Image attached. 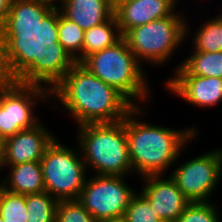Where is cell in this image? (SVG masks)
Masks as SVG:
<instances>
[{
    "instance_id": "cell-32",
    "label": "cell",
    "mask_w": 222,
    "mask_h": 222,
    "mask_svg": "<svg viewBox=\"0 0 222 222\" xmlns=\"http://www.w3.org/2000/svg\"><path fill=\"white\" fill-rule=\"evenodd\" d=\"M0 222H5L1 216H0Z\"/></svg>"
},
{
    "instance_id": "cell-25",
    "label": "cell",
    "mask_w": 222,
    "mask_h": 222,
    "mask_svg": "<svg viewBox=\"0 0 222 222\" xmlns=\"http://www.w3.org/2000/svg\"><path fill=\"white\" fill-rule=\"evenodd\" d=\"M55 222H97L84 206L76 200H61L56 206Z\"/></svg>"
},
{
    "instance_id": "cell-24",
    "label": "cell",
    "mask_w": 222,
    "mask_h": 222,
    "mask_svg": "<svg viewBox=\"0 0 222 222\" xmlns=\"http://www.w3.org/2000/svg\"><path fill=\"white\" fill-rule=\"evenodd\" d=\"M124 217L127 222H162L148 199L141 193L135 192L126 208Z\"/></svg>"
},
{
    "instance_id": "cell-29",
    "label": "cell",
    "mask_w": 222,
    "mask_h": 222,
    "mask_svg": "<svg viewBox=\"0 0 222 222\" xmlns=\"http://www.w3.org/2000/svg\"><path fill=\"white\" fill-rule=\"evenodd\" d=\"M99 222H127L124 216L115 217V218H107L100 220Z\"/></svg>"
},
{
    "instance_id": "cell-1",
    "label": "cell",
    "mask_w": 222,
    "mask_h": 222,
    "mask_svg": "<svg viewBox=\"0 0 222 222\" xmlns=\"http://www.w3.org/2000/svg\"><path fill=\"white\" fill-rule=\"evenodd\" d=\"M51 100L61 105L77 122H116L134 107L120 92L104 83L78 62H65L47 73ZM55 97V98H54ZM54 98V99H52Z\"/></svg>"
},
{
    "instance_id": "cell-23",
    "label": "cell",
    "mask_w": 222,
    "mask_h": 222,
    "mask_svg": "<svg viewBox=\"0 0 222 222\" xmlns=\"http://www.w3.org/2000/svg\"><path fill=\"white\" fill-rule=\"evenodd\" d=\"M213 201L191 202L175 222H222Z\"/></svg>"
},
{
    "instance_id": "cell-8",
    "label": "cell",
    "mask_w": 222,
    "mask_h": 222,
    "mask_svg": "<svg viewBox=\"0 0 222 222\" xmlns=\"http://www.w3.org/2000/svg\"><path fill=\"white\" fill-rule=\"evenodd\" d=\"M40 164L45 192L57 201L78 199L88 177L78 144L74 149L55 137L46 148Z\"/></svg>"
},
{
    "instance_id": "cell-26",
    "label": "cell",
    "mask_w": 222,
    "mask_h": 222,
    "mask_svg": "<svg viewBox=\"0 0 222 222\" xmlns=\"http://www.w3.org/2000/svg\"><path fill=\"white\" fill-rule=\"evenodd\" d=\"M24 67L21 55L13 52L0 53V90Z\"/></svg>"
},
{
    "instance_id": "cell-20",
    "label": "cell",
    "mask_w": 222,
    "mask_h": 222,
    "mask_svg": "<svg viewBox=\"0 0 222 222\" xmlns=\"http://www.w3.org/2000/svg\"><path fill=\"white\" fill-rule=\"evenodd\" d=\"M206 21L193 33V51H222V13Z\"/></svg>"
},
{
    "instance_id": "cell-21",
    "label": "cell",
    "mask_w": 222,
    "mask_h": 222,
    "mask_svg": "<svg viewBox=\"0 0 222 222\" xmlns=\"http://www.w3.org/2000/svg\"><path fill=\"white\" fill-rule=\"evenodd\" d=\"M29 222H55L58 201L47 192L25 195Z\"/></svg>"
},
{
    "instance_id": "cell-31",
    "label": "cell",
    "mask_w": 222,
    "mask_h": 222,
    "mask_svg": "<svg viewBox=\"0 0 222 222\" xmlns=\"http://www.w3.org/2000/svg\"><path fill=\"white\" fill-rule=\"evenodd\" d=\"M176 6H177V2H178V0H171Z\"/></svg>"
},
{
    "instance_id": "cell-17",
    "label": "cell",
    "mask_w": 222,
    "mask_h": 222,
    "mask_svg": "<svg viewBox=\"0 0 222 222\" xmlns=\"http://www.w3.org/2000/svg\"><path fill=\"white\" fill-rule=\"evenodd\" d=\"M3 179L4 189L21 195L45 192L40 161L25 162L13 166H4L7 171Z\"/></svg>"
},
{
    "instance_id": "cell-7",
    "label": "cell",
    "mask_w": 222,
    "mask_h": 222,
    "mask_svg": "<svg viewBox=\"0 0 222 222\" xmlns=\"http://www.w3.org/2000/svg\"><path fill=\"white\" fill-rule=\"evenodd\" d=\"M177 12L132 28L123 35L128 48L143 66L144 63L156 67L167 64L182 42L188 39L190 24L183 16L185 14Z\"/></svg>"
},
{
    "instance_id": "cell-10",
    "label": "cell",
    "mask_w": 222,
    "mask_h": 222,
    "mask_svg": "<svg viewBox=\"0 0 222 222\" xmlns=\"http://www.w3.org/2000/svg\"><path fill=\"white\" fill-rule=\"evenodd\" d=\"M205 152L170 170V177L190 202L212 201L222 178V148Z\"/></svg>"
},
{
    "instance_id": "cell-18",
    "label": "cell",
    "mask_w": 222,
    "mask_h": 222,
    "mask_svg": "<svg viewBox=\"0 0 222 222\" xmlns=\"http://www.w3.org/2000/svg\"><path fill=\"white\" fill-rule=\"evenodd\" d=\"M185 58L176 66L173 75H195L222 79V51H192L191 56Z\"/></svg>"
},
{
    "instance_id": "cell-9",
    "label": "cell",
    "mask_w": 222,
    "mask_h": 222,
    "mask_svg": "<svg viewBox=\"0 0 222 222\" xmlns=\"http://www.w3.org/2000/svg\"><path fill=\"white\" fill-rule=\"evenodd\" d=\"M124 177L92 174L85 180L77 200L97 222L121 217L126 213L136 191L129 187Z\"/></svg>"
},
{
    "instance_id": "cell-5",
    "label": "cell",
    "mask_w": 222,
    "mask_h": 222,
    "mask_svg": "<svg viewBox=\"0 0 222 222\" xmlns=\"http://www.w3.org/2000/svg\"><path fill=\"white\" fill-rule=\"evenodd\" d=\"M50 98L47 74L33 73L24 66L0 90V138L5 140L39 124L35 108L38 101L50 103Z\"/></svg>"
},
{
    "instance_id": "cell-15",
    "label": "cell",
    "mask_w": 222,
    "mask_h": 222,
    "mask_svg": "<svg viewBox=\"0 0 222 222\" xmlns=\"http://www.w3.org/2000/svg\"><path fill=\"white\" fill-rule=\"evenodd\" d=\"M171 0H114V15L122 36L132 28L172 15Z\"/></svg>"
},
{
    "instance_id": "cell-11",
    "label": "cell",
    "mask_w": 222,
    "mask_h": 222,
    "mask_svg": "<svg viewBox=\"0 0 222 222\" xmlns=\"http://www.w3.org/2000/svg\"><path fill=\"white\" fill-rule=\"evenodd\" d=\"M140 178V181L144 180L141 193L162 222H175L191 203L170 175H148Z\"/></svg>"
},
{
    "instance_id": "cell-13",
    "label": "cell",
    "mask_w": 222,
    "mask_h": 222,
    "mask_svg": "<svg viewBox=\"0 0 222 222\" xmlns=\"http://www.w3.org/2000/svg\"><path fill=\"white\" fill-rule=\"evenodd\" d=\"M171 91L192 106L211 108L222 103V79L195 75H173L164 81Z\"/></svg>"
},
{
    "instance_id": "cell-19",
    "label": "cell",
    "mask_w": 222,
    "mask_h": 222,
    "mask_svg": "<svg viewBox=\"0 0 222 222\" xmlns=\"http://www.w3.org/2000/svg\"><path fill=\"white\" fill-rule=\"evenodd\" d=\"M122 37L115 15L104 23L86 30L83 40V60L95 52L113 46Z\"/></svg>"
},
{
    "instance_id": "cell-27",
    "label": "cell",
    "mask_w": 222,
    "mask_h": 222,
    "mask_svg": "<svg viewBox=\"0 0 222 222\" xmlns=\"http://www.w3.org/2000/svg\"><path fill=\"white\" fill-rule=\"evenodd\" d=\"M63 0H21V6L24 14L33 22L43 12L51 9H57Z\"/></svg>"
},
{
    "instance_id": "cell-30",
    "label": "cell",
    "mask_w": 222,
    "mask_h": 222,
    "mask_svg": "<svg viewBox=\"0 0 222 222\" xmlns=\"http://www.w3.org/2000/svg\"><path fill=\"white\" fill-rule=\"evenodd\" d=\"M4 190V183H3V178L0 181V195L2 193V191Z\"/></svg>"
},
{
    "instance_id": "cell-3",
    "label": "cell",
    "mask_w": 222,
    "mask_h": 222,
    "mask_svg": "<svg viewBox=\"0 0 222 222\" xmlns=\"http://www.w3.org/2000/svg\"><path fill=\"white\" fill-rule=\"evenodd\" d=\"M84 33L58 9L43 12L32 22L29 44L20 53L24 66L33 73L47 74L65 62L81 63Z\"/></svg>"
},
{
    "instance_id": "cell-14",
    "label": "cell",
    "mask_w": 222,
    "mask_h": 222,
    "mask_svg": "<svg viewBox=\"0 0 222 222\" xmlns=\"http://www.w3.org/2000/svg\"><path fill=\"white\" fill-rule=\"evenodd\" d=\"M32 22L21 0H0V51L20 54L29 44Z\"/></svg>"
},
{
    "instance_id": "cell-4",
    "label": "cell",
    "mask_w": 222,
    "mask_h": 222,
    "mask_svg": "<svg viewBox=\"0 0 222 222\" xmlns=\"http://www.w3.org/2000/svg\"><path fill=\"white\" fill-rule=\"evenodd\" d=\"M77 130L76 144L87 170L92 169L96 175H133L124 119L82 124Z\"/></svg>"
},
{
    "instance_id": "cell-12",
    "label": "cell",
    "mask_w": 222,
    "mask_h": 222,
    "mask_svg": "<svg viewBox=\"0 0 222 222\" xmlns=\"http://www.w3.org/2000/svg\"><path fill=\"white\" fill-rule=\"evenodd\" d=\"M41 121L36 126L19 131L4 140V166L41 161L48 145L55 139L53 131Z\"/></svg>"
},
{
    "instance_id": "cell-22",
    "label": "cell",
    "mask_w": 222,
    "mask_h": 222,
    "mask_svg": "<svg viewBox=\"0 0 222 222\" xmlns=\"http://www.w3.org/2000/svg\"><path fill=\"white\" fill-rule=\"evenodd\" d=\"M0 216L5 222H29L25 195L4 189L0 195Z\"/></svg>"
},
{
    "instance_id": "cell-2",
    "label": "cell",
    "mask_w": 222,
    "mask_h": 222,
    "mask_svg": "<svg viewBox=\"0 0 222 222\" xmlns=\"http://www.w3.org/2000/svg\"><path fill=\"white\" fill-rule=\"evenodd\" d=\"M145 111L142 106H134L124 118L133 174L139 177L165 175L199 132L196 127L178 130L143 121Z\"/></svg>"
},
{
    "instance_id": "cell-6",
    "label": "cell",
    "mask_w": 222,
    "mask_h": 222,
    "mask_svg": "<svg viewBox=\"0 0 222 222\" xmlns=\"http://www.w3.org/2000/svg\"><path fill=\"white\" fill-rule=\"evenodd\" d=\"M81 64L120 92L133 106L140 103L142 106L151 97L144 67L123 38L113 46L87 56Z\"/></svg>"
},
{
    "instance_id": "cell-28",
    "label": "cell",
    "mask_w": 222,
    "mask_h": 222,
    "mask_svg": "<svg viewBox=\"0 0 222 222\" xmlns=\"http://www.w3.org/2000/svg\"><path fill=\"white\" fill-rule=\"evenodd\" d=\"M4 140L0 138V172L1 170H4Z\"/></svg>"
},
{
    "instance_id": "cell-16",
    "label": "cell",
    "mask_w": 222,
    "mask_h": 222,
    "mask_svg": "<svg viewBox=\"0 0 222 222\" xmlns=\"http://www.w3.org/2000/svg\"><path fill=\"white\" fill-rule=\"evenodd\" d=\"M57 9L84 31L98 26L114 15V0H63Z\"/></svg>"
}]
</instances>
